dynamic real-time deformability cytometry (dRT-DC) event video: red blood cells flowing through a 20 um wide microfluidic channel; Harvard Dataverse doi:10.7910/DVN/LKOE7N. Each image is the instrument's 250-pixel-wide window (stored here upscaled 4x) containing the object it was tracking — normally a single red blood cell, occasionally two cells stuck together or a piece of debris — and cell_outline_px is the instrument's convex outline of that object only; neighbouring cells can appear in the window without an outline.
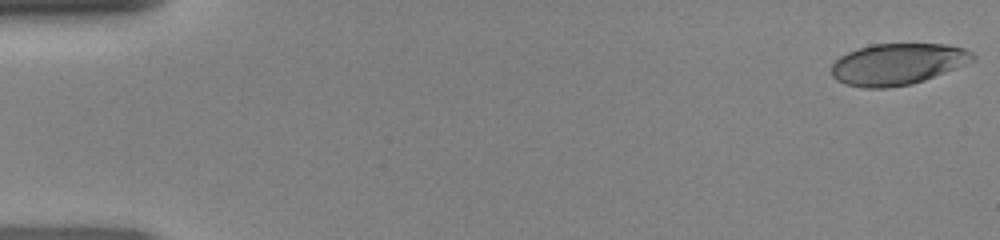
{"species": "human", "species_latin": "Homo sapiens", "temperature_condition": "room temperature", "stored_images_in_passage": 48, "camera_frame_rate_fps": 3000, "um_per_image_px": 0.085, "donor": {"sex": "female"}, "frame": {"image": 1, "passage_image": 1, "time_ms": 0.0, "image_size_px": [1000, 240], "cell_outline_px": [[976, 60], [956, 68], [924, 80], [912, 84], [888, 88], [864, 88], [844, 84], [836, 80], [832, 76], [832, 64], [840, 56], [856, 48], [872, 44], [944, 44], [964, 48], [972, 52], [976, 56]], "centroid_in_image_um": [76.29, 5.45], "position_along_channel_um": 8.7, "area_um2": 34.28}}
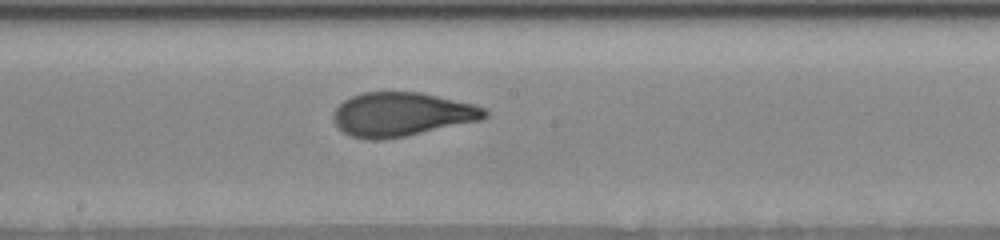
{"frame": {"image": 2, "passage_image": 26, "time_ms": 8.333, "image_size_px": [1000, 240], "cell_outline_px": [[488, 116], [480, 120], [404, 136], [380, 140], [364, 140], [352, 136], [344, 132], [332, 120], [332, 112], [344, 100], [352, 96], [364, 92], [420, 92], [472, 104], [484, 108], [488, 112]], "centroid_in_image_um": [34.1, 9.72], "position_along_channel_um": 214.1, "area_um2": 38.44}}
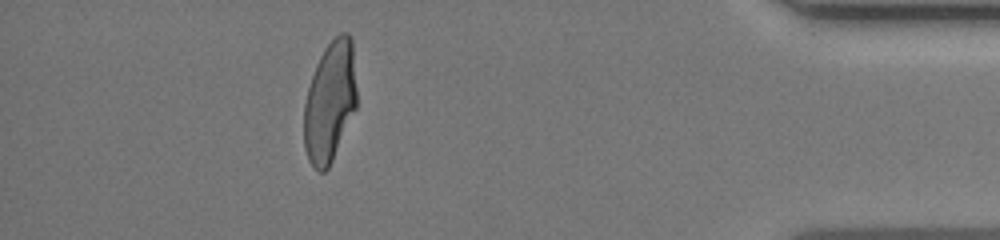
{"frame": {"image": 3, "passage_image": 43, "time_ms": 14.0, "image_size_px": [1000, 240], "cell_outline_px": [[356, 108], [332, 160], [328, 168], [324, 172], [320, 172], [308, 160], [304, 148], [304, 104], [308, 88], [316, 64], [324, 48], [340, 32], [348, 32], [352, 40], [356, 88]], "centroid_in_image_um": [28.03, 8.63], "position_along_channel_um": 407.2, "area_um2": 36.93}}